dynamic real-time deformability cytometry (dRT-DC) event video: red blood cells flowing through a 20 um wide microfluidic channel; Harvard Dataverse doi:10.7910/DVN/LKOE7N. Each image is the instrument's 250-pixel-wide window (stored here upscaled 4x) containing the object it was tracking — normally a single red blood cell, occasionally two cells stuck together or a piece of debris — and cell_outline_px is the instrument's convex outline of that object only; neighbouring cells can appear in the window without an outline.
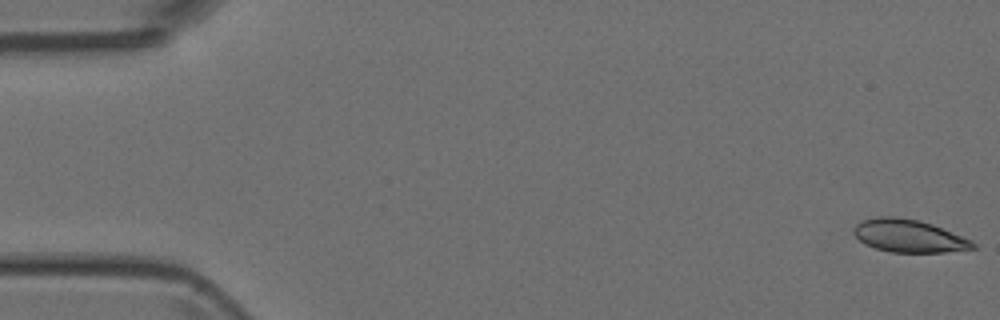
{"species": "Egyptian fruit bat (a non-hibernating species)", "species_latin": "Rousettus aegyptiacus", "temperature_condition": "room temperature", "stored_images_in_passage": 17, "camera_frame_rate_fps": 3000, "um_per_image_px": 0.085, "animal": {"sex": "female"}, "frame": {"image": 1, "passage_image": 1, "time_ms": 0.0, "image_size_px": [1000, 320], "cell_outline_px": [[976, 248], [944, 252], [892, 252], [876, 248], [864, 244], [852, 232], [856, 224], [864, 220], [876, 216], [896, 216], [920, 220], [932, 224], [972, 240], [976, 244]], "centroid_in_image_um": [77.25, 20.04], "position_along_channel_um": 7.8, "area_um2": 22.72}}
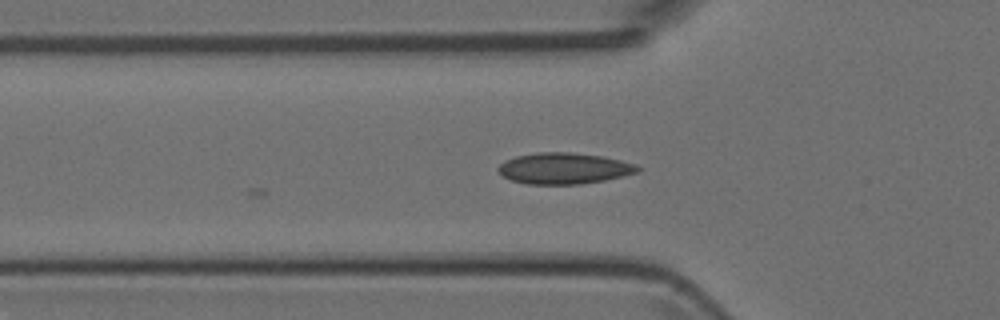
{"frame": {"image": 2, "passage_image": 17, "time_ms": 5.333, "image_size_px": [1000, 320], "cell_outline_px": [[640, 172], [604, 180], [580, 184], [528, 184], [512, 180], [504, 176], [496, 168], [504, 160], [516, 156], [536, 152], [568, 152], [600, 156], [620, 160], [636, 164], [640, 168]], "centroid_in_image_um": [47.93, 14.31], "position_along_channel_um": 77.9, "area_um2": 25.2}}